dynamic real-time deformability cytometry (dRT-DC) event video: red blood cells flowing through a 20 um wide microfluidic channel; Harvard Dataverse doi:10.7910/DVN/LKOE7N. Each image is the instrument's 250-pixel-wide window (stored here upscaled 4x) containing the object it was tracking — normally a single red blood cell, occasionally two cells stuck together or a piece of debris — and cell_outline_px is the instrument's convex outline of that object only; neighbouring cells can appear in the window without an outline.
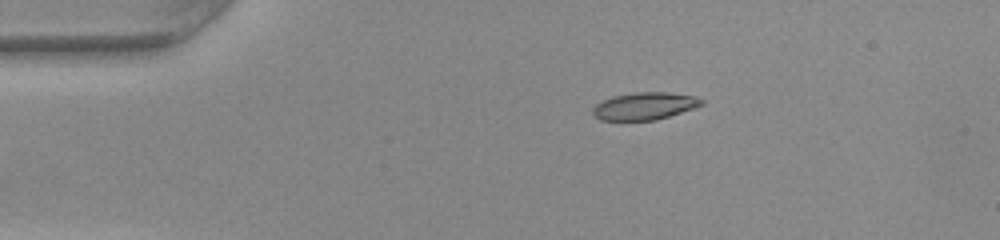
{"species": "common noctule bat (a hibernating species)", "species_latin": "Nyctalus noctula", "temperature_condition": "warm", "stored_images_in_passage": 42, "camera_frame_rate_fps": 3000, "um_per_image_px": 0.085, "animal": {"sex": "female", "body_mass_g": 22.0, "forearm_length_mm": 56.7}, "frame": {"image": 1, "passage_image": 1, "time_ms": 0.0, "image_size_px": [1000, 240], "cell_outline_px": [[704, 104], [656, 120], [600, 120], [592, 112], [592, 108], [596, 104], [612, 96], [636, 92], [668, 92], [692, 96], [704, 100]], "centroid_in_image_um": [54.76, 9.01], "position_along_channel_um": 30.2, "area_um2": 17.11}}
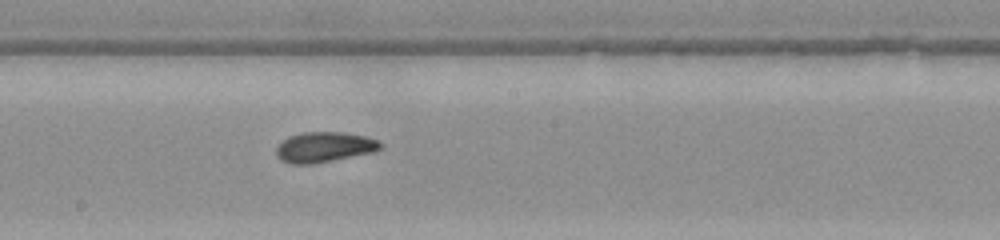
{"frame": {"image": 2, "passage_image": 19, "time_ms": 6.0, "image_size_px": [1000, 240], "cell_outline_px": [[384, 148], [372, 152], [312, 164], [288, 164], [280, 160], [276, 156], [276, 148], [288, 136], [304, 132], [344, 132], [368, 136], [384, 144]], "centroid_in_image_um": [27.57, 12.5], "position_along_channel_um": 220.6, "area_um2": 18.5}}
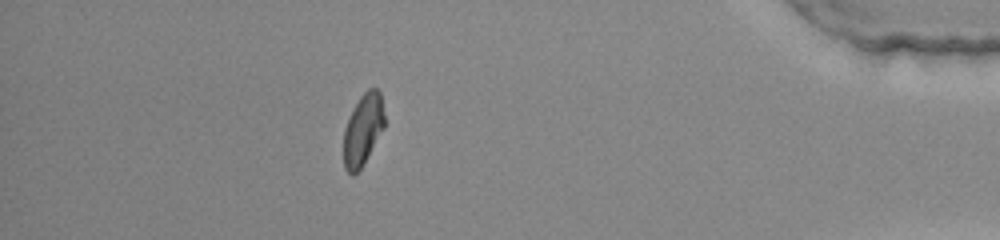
{"frame": {"image": 3, "passage_image": 36, "time_ms": 11.667, "image_size_px": [1000, 240], "cell_outline_px": [[384, 128], [360, 168], [352, 176], [344, 168], [344, 128], [360, 96], [368, 88], [376, 88], [380, 92], [384, 116]], "centroid_in_image_um": [30.85, 11.01], "position_along_channel_um": 404.4, "area_um2": 16.59}, "authors_computed_cell_mechanics": {"area_um2": 17.7735, "velocity_mm_per_s": 4.075, "shape_relaxation_time_tau1_ms": 7.0469, "shape_relaxation_time_tau2_ms": 1.8149, "deformation_change_tau1": 0.2158, "deformation_change_tau2": 0.0494}}